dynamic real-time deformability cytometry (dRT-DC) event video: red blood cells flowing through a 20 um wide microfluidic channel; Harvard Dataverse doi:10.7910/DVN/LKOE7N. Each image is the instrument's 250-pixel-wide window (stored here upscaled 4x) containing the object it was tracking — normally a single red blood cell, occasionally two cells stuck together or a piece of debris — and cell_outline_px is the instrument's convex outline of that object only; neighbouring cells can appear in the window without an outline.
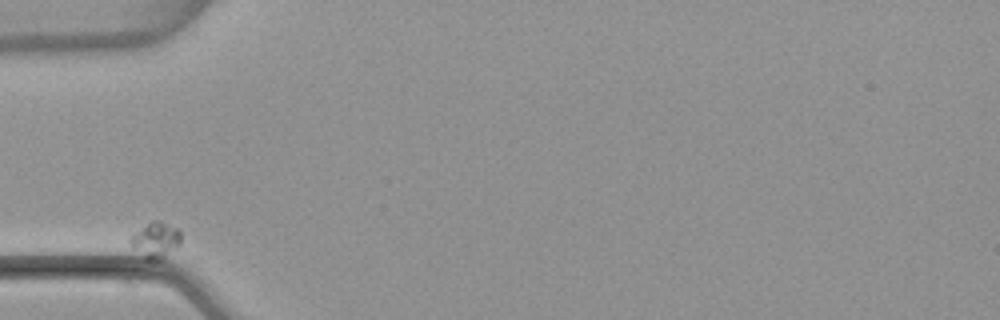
{"species": "common noctule bat (a hibernating species)", "species_latin": "Nyctalus noctula", "temperature_condition": "warm", "stored_images_in_passage": 3, "camera_frame_rate_fps": 3000, "um_per_image_px": 0.085, "animal": {"sex": "female", "body_mass_g": 22.7, "forearm_length_mm": 54.2}, "frame": {"image": 1, "passage_image": 1, "time_ms": 0.0, "image_size_px": [1000, 320], "cell_outline_px": [[180, 244], [164, 260], [144, 260], [128, 240], [132, 236], [152, 220], [156, 220], [176, 228], [180, 232]], "centroid_in_image_um": [13.25, 20.47], "position_along_channel_um": 71.8, "area_um2": 10.4}}